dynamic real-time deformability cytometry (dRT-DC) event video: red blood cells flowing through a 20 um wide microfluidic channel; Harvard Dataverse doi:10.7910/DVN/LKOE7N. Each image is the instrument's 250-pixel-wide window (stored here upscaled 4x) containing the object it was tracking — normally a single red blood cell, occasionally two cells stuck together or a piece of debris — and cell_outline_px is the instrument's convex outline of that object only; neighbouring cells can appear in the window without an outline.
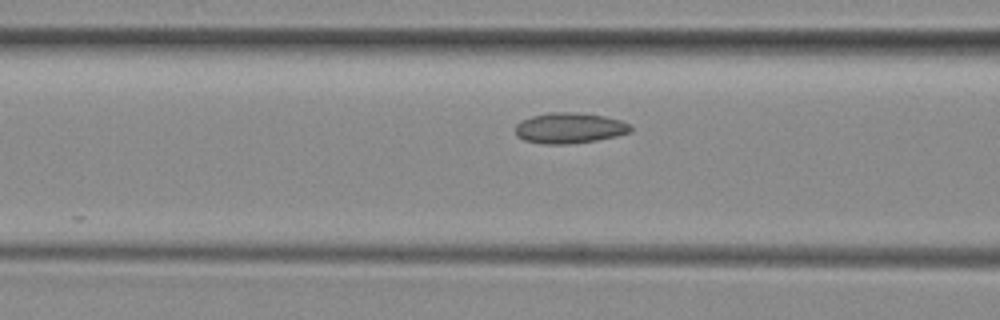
{"species": "common noctule bat (a hibernating species)", "species_latin": "Nyctalus noctula", "temperature_condition": "room temperature", "stored_images_in_passage": 27, "camera_frame_rate_fps": 3000, "um_per_image_px": 0.085, "animal": {"sex": "female", "body_mass_g": 29.2, "forearm_length_mm": 56.3}, "frame": {"image": 1, "passage_image": 20, "time_ms": 6.333, "image_size_px": [1000, 320], "cell_outline_px": [[632, 132], [616, 136], [596, 140], [568, 144], [544, 144], [524, 140], [516, 136], [516, 124], [520, 120], [532, 116], [548, 112], [576, 112], [604, 116], [620, 120], [632, 124]], "centroid_in_image_um": [48.41, 10.88], "position_along_channel_um": 118.2, "area_um2": 20.75}}
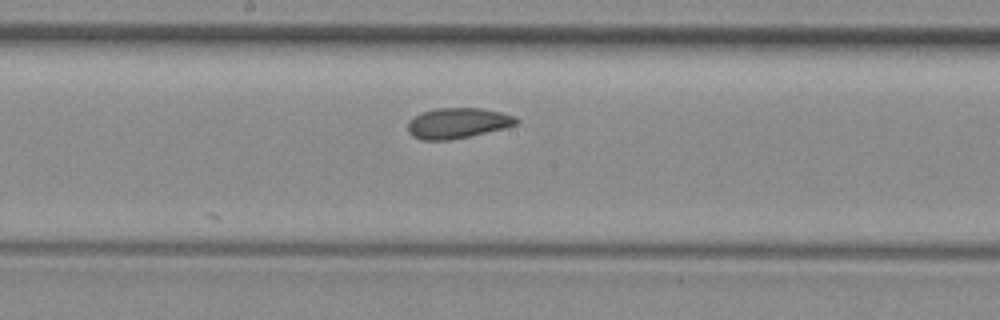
{"frame": {"image": 2, "passage_image": 27, "time_ms": 8.667, "image_size_px": [1000, 320], "cell_outline_px": [[520, 120], [516, 124], [504, 128], [452, 140], [420, 140], [412, 136], [408, 132], [408, 120], [420, 112], [436, 108], [480, 108], [500, 112], [516, 116]], "centroid_in_image_um": [38.87, 10.46], "position_along_channel_um": 209.3, "area_um2": 19.42}}